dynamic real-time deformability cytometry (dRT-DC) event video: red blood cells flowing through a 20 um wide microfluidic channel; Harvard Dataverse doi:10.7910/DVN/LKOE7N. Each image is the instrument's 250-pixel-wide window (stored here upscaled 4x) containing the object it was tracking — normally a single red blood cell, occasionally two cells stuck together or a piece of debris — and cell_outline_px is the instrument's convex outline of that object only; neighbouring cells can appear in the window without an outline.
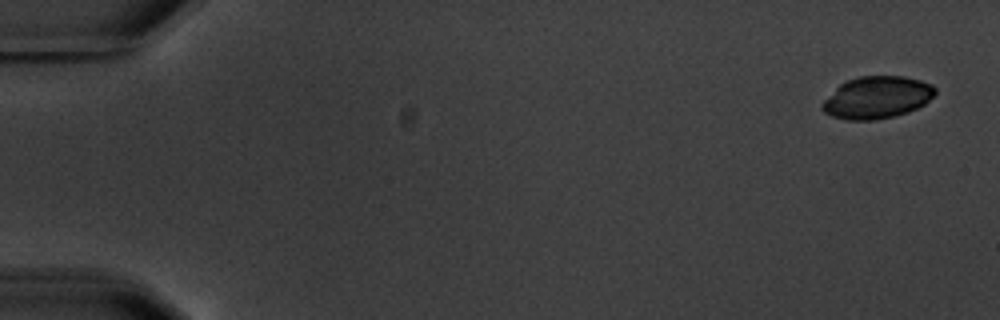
{"species": "common noctule bat (a hibernating species)", "species_latin": "Nyctalus noctula", "temperature_condition": "warm", "stored_images_in_passage": 6, "camera_frame_rate_fps": 3000, "um_per_image_px": 0.085, "animal": {"sex": "male", "body_mass_g": 20.1, "forearm_length_mm": 53.5}, "frame": {"image": 1, "passage_image": 1, "time_ms": 0.0, "image_size_px": [1000, 320], "cell_outline_px": [[936, 92], [924, 104], [908, 112], [896, 116], [876, 120], [848, 120], [832, 116], [824, 112], [820, 108], [820, 104], [840, 84], [848, 80], [860, 76], [904, 76], [920, 80], [932, 84], [936, 88]], "centroid_in_image_um": [74.53, 8.29], "position_along_channel_um": 10.5, "area_um2": 27.74}}